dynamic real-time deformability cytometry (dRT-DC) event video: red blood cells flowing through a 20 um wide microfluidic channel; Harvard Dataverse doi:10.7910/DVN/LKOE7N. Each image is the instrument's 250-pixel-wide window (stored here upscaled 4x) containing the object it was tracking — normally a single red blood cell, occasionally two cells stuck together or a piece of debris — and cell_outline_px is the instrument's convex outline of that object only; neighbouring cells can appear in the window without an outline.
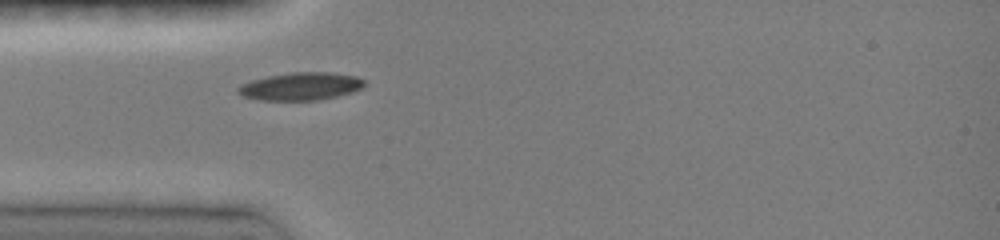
{"species": "common noctule bat (a hibernating species)", "species_latin": "Nyctalus noctula", "temperature_condition": "room temperature", "stored_images_in_passage": 8, "camera_frame_rate_fps": 3000, "um_per_image_px": 0.085, "animal": {"sex": "female", "body_mass_g": 19.0, "forearm_length_mm": 51.5}, "frame": {"image": 1, "passage_image": 1, "time_ms": 0.0, "image_size_px": [1000, 240], "cell_outline_px": [[364, 88], [352, 92], [336, 96], [316, 100], [260, 100], [244, 96], [236, 92], [236, 88], [240, 84], [252, 80], [268, 76], [292, 72], [328, 72], [356, 76], [364, 80]], "centroid_in_image_um": [25.55, 7.33], "position_along_channel_um": 59.5, "area_um2": 20.4}}
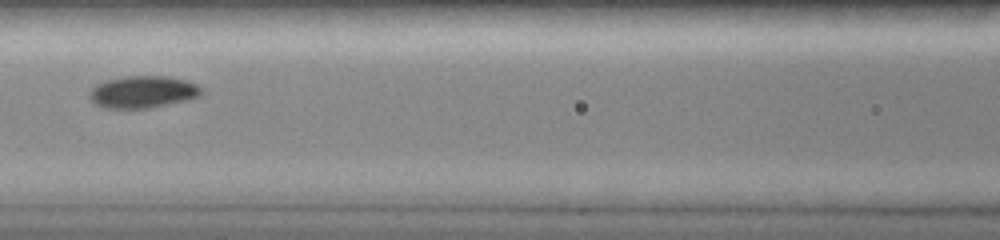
{"frame": {"image": 2, "passage_image": 6, "time_ms": 2.333, "image_size_px": [1000, 240], "cell_outline_px": [[204, 92], [200, 96], [188, 100], [148, 108], [104, 108], [96, 104], [88, 96], [88, 92], [96, 84], [108, 80], [124, 76], [168, 76], [188, 80], [196, 84]], "centroid_in_image_um": [12.16, 7.81], "position_along_channel_um": 154.4, "area_um2": 21.04}}